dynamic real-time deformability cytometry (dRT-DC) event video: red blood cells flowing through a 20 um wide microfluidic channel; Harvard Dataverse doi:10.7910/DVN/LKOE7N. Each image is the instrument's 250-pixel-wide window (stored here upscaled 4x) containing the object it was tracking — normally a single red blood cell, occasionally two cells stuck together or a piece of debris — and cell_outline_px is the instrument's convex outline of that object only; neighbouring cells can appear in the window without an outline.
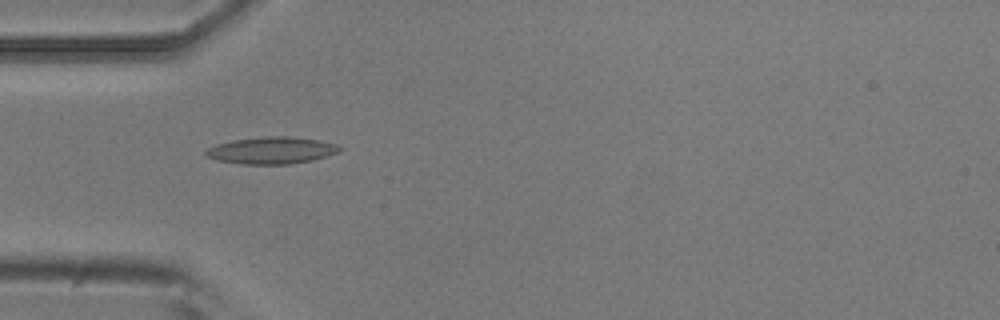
{"species": "common noctule bat (a hibernating species)", "species_latin": "Nyctalus noctula", "temperature_condition": "room temperature", "stored_images_in_passage": 8, "camera_frame_rate_fps": 3000, "um_per_image_px": 0.085, "animal": {"sex": "male", "body_mass_g": 20.5, "forearm_length_mm": 52.5}, "frame": {"image": 1, "passage_image": 4, "time_ms": 1.0, "image_size_px": [1000, 320], "cell_outline_px": [[344, 148], [328, 156], [312, 160], [288, 164], [244, 164], [220, 160], [208, 156], [204, 152], [208, 148], [216, 144], [232, 140], [264, 136], [288, 136], [320, 140], [336, 144]], "centroid_in_image_um": [23.12, 12.77], "position_along_channel_um": 61.9, "area_um2": 20.87}}
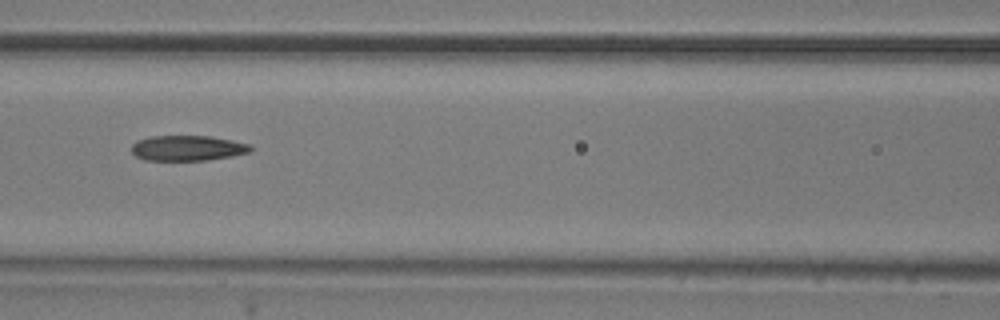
{"frame": {"image": 2, "passage_image": 6, "time_ms": 1.667, "image_size_px": [1000, 320], "cell_outline_px": [[252, 152], [232, 156], [208, 160], [144, 160], [136, 156], [132, 152], [132, 144], [136, 140], [148, 136], [212, 136], [252, 144]], "centroid_in_image_um": [15.97, 12.58], "position_along_channel_um": 150.6, "area_um2": 17.8}}
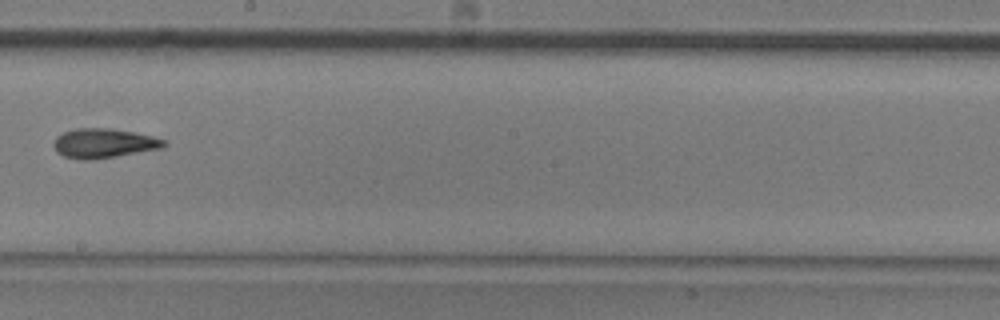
{"frame": {"image": 3, "passage_image": 8, "time_ms": 2.333, "image_size_px": [1000, 320], "cell_outline_px": [[168, 144], [164, 148], [116, 156], [88, 160], [84, 160], [64, 156], [56, 152], [52, 144], [56, 136], [64, 132], [76, 128], [112, 128], [152, 136], [164, 140]], "centroid_in_image_um": [8.81, 12.17], "position_along_channel_um": 239.4, "area_um2": 18.96}}